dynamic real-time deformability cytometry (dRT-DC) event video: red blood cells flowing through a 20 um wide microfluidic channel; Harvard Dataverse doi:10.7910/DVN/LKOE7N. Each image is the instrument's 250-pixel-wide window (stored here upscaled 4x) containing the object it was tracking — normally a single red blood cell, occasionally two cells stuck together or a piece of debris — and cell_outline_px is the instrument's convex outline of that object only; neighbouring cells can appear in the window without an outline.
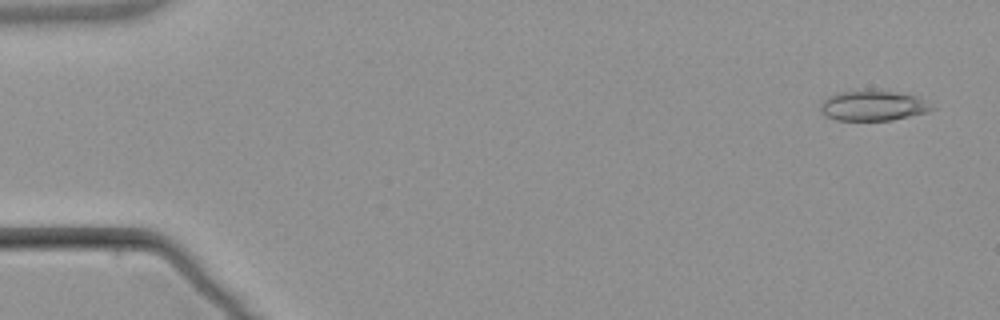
{"species": "common noctule bat (a hibernating species)", "species_latin": "Nyctalus noctula", "temperature_condition": "warm", "stored_images_in_passage": 5, "camera_frame_rate_fps": 3000, "um_per_image_px": 0.085, "animal": {"sex": "male", "body_mass_g": 21.5, "forearm_length_mm": 52.0}, "frame": {"image": 1, "passage_image": 1, "time_ms": 0.0, "image_size_px": [1000, 320], "cell_outline_px": [[936, 108], [928, 112], [892, 120], [836, 120], [824, 116], [820, 112], [820, 104], [828, 96], [836, 92], [892, 92], [916, 96]], "centroid_in_image_um": [74.17, 9.02], "position_along_channel_um": 10.8, "area_um2": 19.13}}
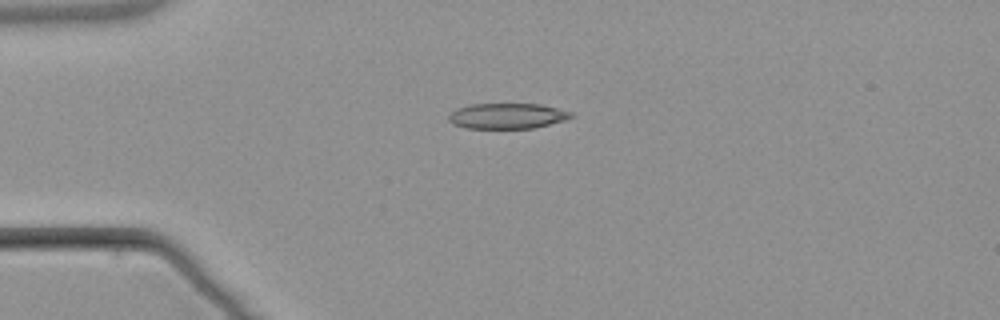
{"frame": {"image": 2, "passage_image": 4, "time_ms": 3.667, "image_size_px": [1000, 320], "cell_outline_px": [[576, 116], [564, 120], [532, 128], [464, 128], [452, 124], [448, 120], [448, 116], [456, 108], [472, 104], [540, 104], [572, 112]], "centroid_in_image_um": [43.09, 9.85], "position_along_channel_um": 41.9, "area_um2": 18.15}}